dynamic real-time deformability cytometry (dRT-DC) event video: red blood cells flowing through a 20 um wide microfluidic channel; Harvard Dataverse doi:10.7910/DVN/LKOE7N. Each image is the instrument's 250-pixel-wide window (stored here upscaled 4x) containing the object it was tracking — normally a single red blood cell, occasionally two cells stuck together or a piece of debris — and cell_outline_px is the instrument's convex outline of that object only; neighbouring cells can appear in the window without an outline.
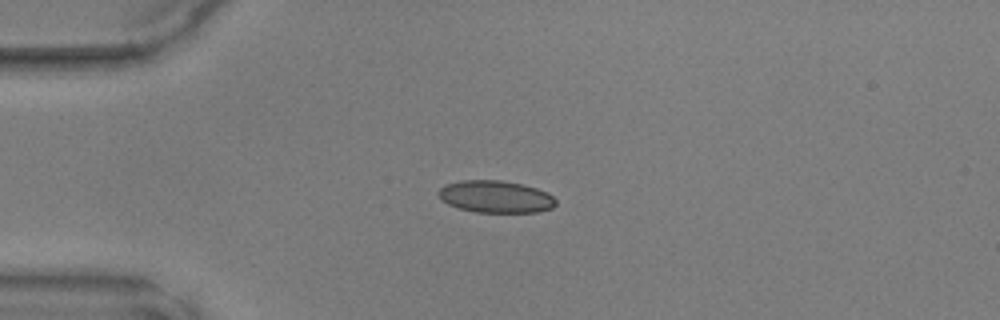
{"species": "common noctule bat (a hibernating species)", "species_latin": "Nyctalus noctula", "temperature_condition": "warm", "stored_images_in_passage": 37, "camera_frame_rate_fps": 3000, "um_per_image_px": 0.085, "animal": {"sex": "male", "body_mass_g": 17.9, "forearm_length_mm": 54.2}, "frame": {"image": 1, "passage_image": 1, "time_ms": 0.0, "image_size_px": [1000, 320], "cell_outline_px": [[556, 204], [552, 208], [536, 212], [476, 212], [460, 208], [448, 204], [440, 200], [436, 192], [444, 184], [460, 180], [500, 180], [520, 184], [536, 188], [548, 192], [556, 200]], "centroid_in_image_um": [42.09, 16.71], "position_along_channel_um": 42.9, "area_um2": 22.08}}
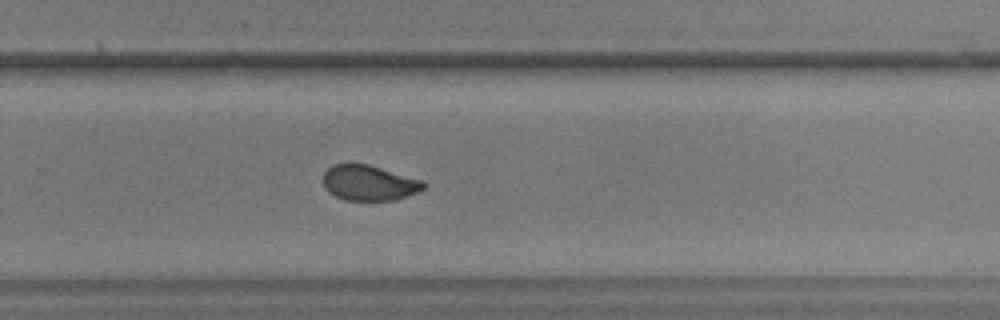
{"frame": {"image": 2, "passage_image": 21, "time_ms": 6.667, "image_size_px": [1000, 320], "cell_outline_px": [[428, 184], [424, 188], [416, 192], [396, 200], [344, 200], [336, 196], [324, 188], [324, 172], [332, 164], [368, 164], [424, 180]], "centroid_in_image_um": [31.39, 15.54], "position_along_channel_um": 298.4, "area_um2": 20.69}}
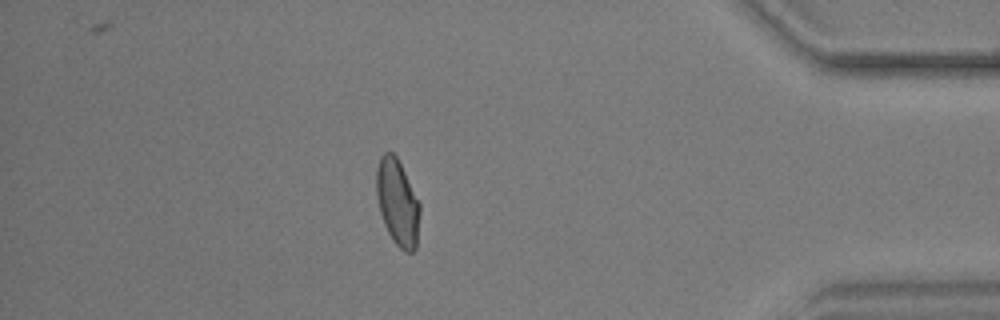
{"frame": {"image": 3, "passage_image": 31, "time_ms": 10.0, "image_size_px": [1000, 320], "cell_outline_px": [[420, 212], [416, 248], [412, 252], [404, 252], [392, 240], [384, 224], [380, 212], [376, 196], [376, 168], [380, 156], [384, 152], [392, 152], [396, 156], [420, 204]], "centroid_in_image_um": [33.77, 17.22], "position_along_channel_um": 401.4, "area_um2": 21.79}}